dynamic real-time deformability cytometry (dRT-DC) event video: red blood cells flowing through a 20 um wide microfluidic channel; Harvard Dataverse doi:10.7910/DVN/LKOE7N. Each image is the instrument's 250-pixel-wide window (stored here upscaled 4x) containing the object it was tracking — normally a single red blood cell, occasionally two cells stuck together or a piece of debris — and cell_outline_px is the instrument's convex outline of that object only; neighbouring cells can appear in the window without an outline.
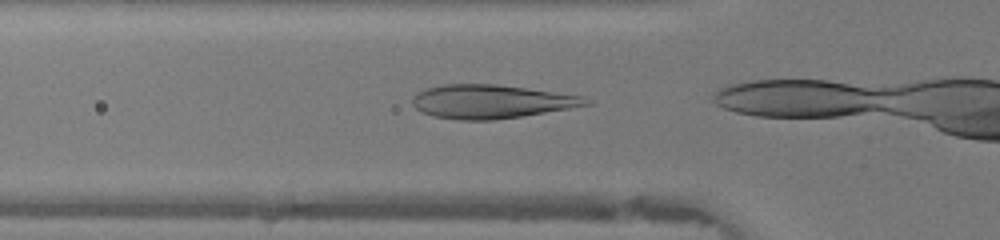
{"species": "human", "species_latin": "Homo sapiens", "temperature_condition": "warm", "stored_images_in_passage": 13, "camera_frame_rate_fps": 3000, "um_per_image_px": 0.085, "donor": {"sex": "female"}, "frame": {"image": 1, "passage_image": 10, "time_ms": 3.0, "image_size_px": [1000, 240], "cell_outline_px": [[592, 104], [520, 116], [492, 120], [460, 120], [432, 116], [420, 112], [412, 104], [412, 96], [416, 92], [428, 88], [444, 84], [496, 84], [584, 96]], "centroid_in_image_um": [41.68, 8.63], "position_along_channel_um": 84.1, "area_um2": 33.81}}